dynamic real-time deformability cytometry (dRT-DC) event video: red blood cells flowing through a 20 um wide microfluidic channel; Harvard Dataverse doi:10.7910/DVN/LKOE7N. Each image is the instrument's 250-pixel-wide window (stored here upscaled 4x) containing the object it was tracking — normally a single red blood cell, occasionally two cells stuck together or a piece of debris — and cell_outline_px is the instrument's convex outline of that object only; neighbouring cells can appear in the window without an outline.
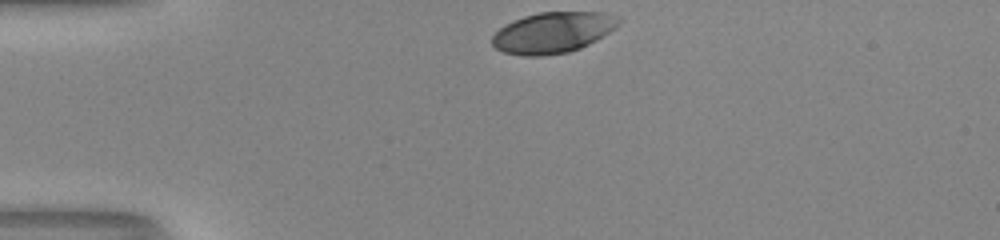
{"species": "human", "species_latin": "Homo sapiens", "temperature_condition": "room temperature", "stored_images_in_passage": 31, "camera_frame_rate_fps": 3000, "um_per_image_px": 0.085, "donor": {"sex": "male"}, "frame": {"image": 1, "passage_image": 1, "time_ms": 0.0, "image_size_px": [1000, 240], "cell_outline_px": [[620, 20], [608, 32], [596, 40], [580, 48], [568, 52], [544, 56], [524, 56], [504, 52], [496, 48], [492, 44], [492, 36], [504, 24], [524, 16], [540, 12], [604, 12], [620, 16]], "centroid_in_image_um": [46.97, 2.76], "position_along_channel_um": 38.0, "area_um2": 30.0}}
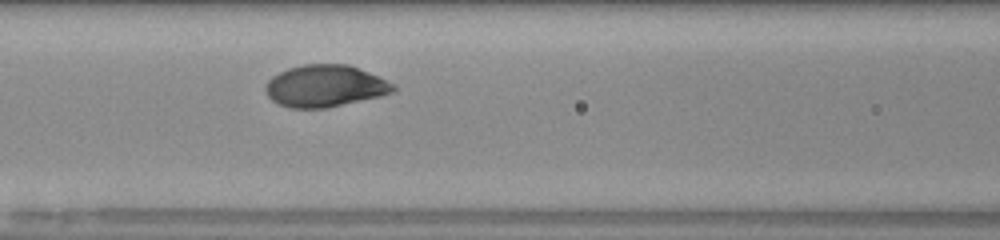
{"frame": {"image": 2, "passage_image": 12, "time_ms": 3.667, "image_size_px": [1000, 240], "cell_outline_px": [[396, 88], [392, 92], [380, 96], [328, 108], [288, 108], [272, 100], [268, 96], [264, 88], [268, 80], [272, 76], [288, 68], [304, 64], [348, 64], [368, 72], [396, 84]], "centroid_in_image_um": [27.62, 7.31], "position_along_channel_um": 139.0, "area_um2": 31.21}}
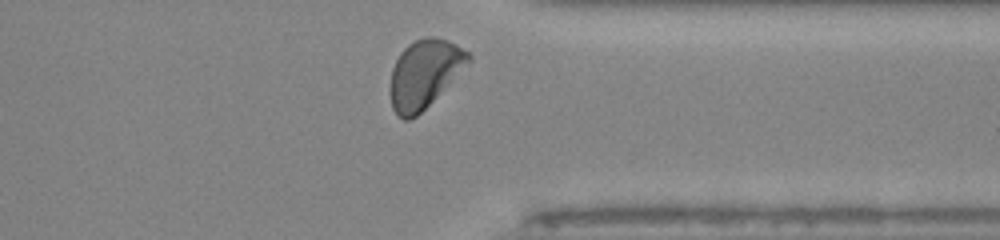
{"frame": {"image": 3, "passage_image": 30, "time_ms": 9.667, "image_size_px": [1000, 240], "cell_outline_px": [[472, 60], [416, 116], [408, 120], [404, 120], [396, 116], [392, 108], [388, 92], [388, 88], [392, 68], [400, 52], [408, 44], [416, 40], [428, 36], [436, 36], [448, 40], [456, 44], [468, 52], [472, 56]], "centroid_in_image_um": [36.03, 6.26], "position_along_channel_um": 375.4, "area_um2": 31.1}, "authors_computed_cell_mechanics": {"area_um2": 31.2698, "velocity_mm_per_s": 3.9777, "shape_relaxation_time_tau1_ms": 1.9797, "shape_relaxation_time_tau2_ms": null, "deformation_change_tau1": 0.1482, "deformation_change_tau2": null}}